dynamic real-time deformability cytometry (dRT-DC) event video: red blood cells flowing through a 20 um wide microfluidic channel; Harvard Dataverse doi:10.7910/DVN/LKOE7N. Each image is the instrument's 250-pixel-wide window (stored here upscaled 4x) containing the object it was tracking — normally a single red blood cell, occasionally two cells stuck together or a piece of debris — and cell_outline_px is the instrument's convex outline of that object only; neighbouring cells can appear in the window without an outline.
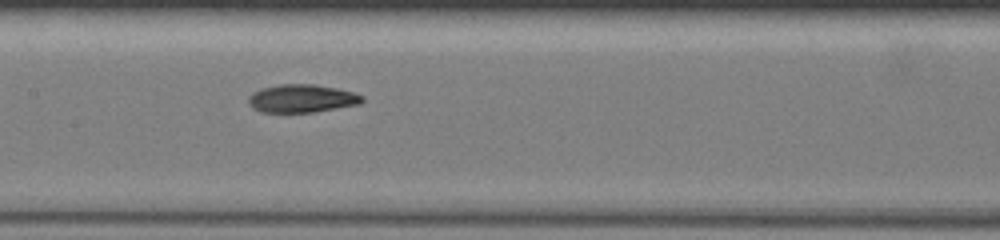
{"species": "common noctule bat (a hibernating species)", "species_latin": "Nyctalus noctula", "temperature_condition": "warm", "stored_images_in_passage": 21, "camera_frame_rate_fps": 3000, "um_per_image_px": 0.085, "animal": {"sex": "female", "body_mass_g": 19.5, "forearm_length_mm": 54.1}, "frame": {"image": 1, "passage_image": 12, "time_ms": 9.667, "image_size_px": [1000, 240], "cell_outline_px": [[364, 100], [360, 104], [312, 112], [260, 112], [252, 108], [248, 100], [248, 96], [252, 92], [260, 88], [280, 84], [316, 84], [336, 88], [352, 92], [364, 96]], "centroid_in_image_um": [25.63, 8.36], "position_along_channel_um": 181.8, "area_um2": 18.67}}